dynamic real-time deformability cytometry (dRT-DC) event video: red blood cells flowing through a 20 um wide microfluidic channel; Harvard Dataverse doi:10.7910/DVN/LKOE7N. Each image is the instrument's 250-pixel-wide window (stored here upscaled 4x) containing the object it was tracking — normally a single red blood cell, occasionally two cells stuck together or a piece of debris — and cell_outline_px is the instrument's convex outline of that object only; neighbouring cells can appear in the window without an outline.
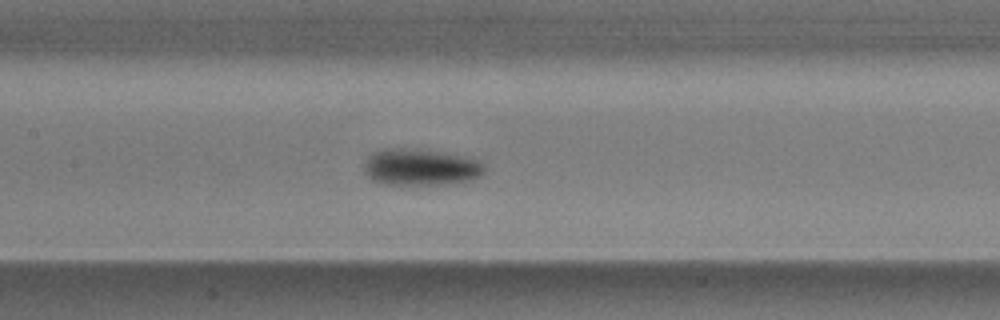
{"species": "common noctule bat (a hibernating species)", "species_latin": "Nyctalus noctula", "temperature_condition": "warm", "stored_images_in_passage": 26, "camera_frame_rate_fps": 3000, "um_per_image_px": 0.085, "animal": {"sex": "male", "body_mass_g": 17.9}, "frame": {"image": 1, "passage_image": 14, "time_ms": 4.333, "image_size_px": [1000, 320], "cell_outline_px": [[484, 172], [480, 176], [468, 180], [452, 184], [384, 184], [372, 180], [364, 172], [364, 164], [368, 156], [372, 152], [380, 148], [416, 148], [476, 160], [484, 164]], "centroid_in_image_um": [35.67, 14.21], "position_along_channel_um": 171.7, "area_um2": 25.49}}
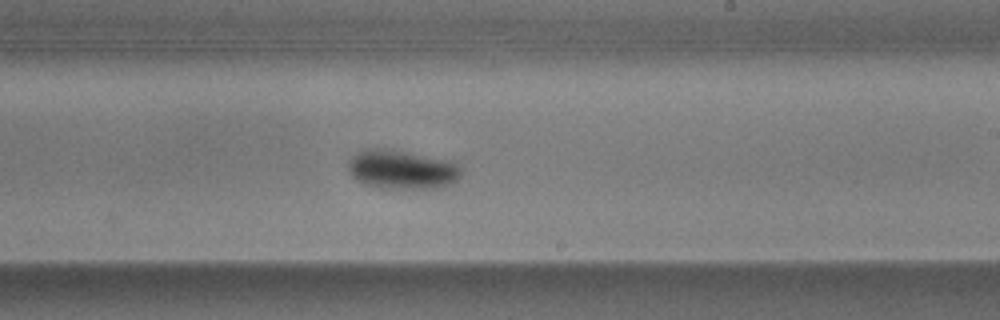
{"frame": {"image": 2, "passage_image": 21, "time_ms": 6.667, "image_size_px": [1000, 320], "cell_outline_px": [[464, 172], [456, 180], [448, 184], [432, 188], [380, 188], [364, 184], [356, 180], [348, 172], [348, 160], [356, 152], [364, 148], [388, 148], [452, 160]], "centroid_in_image_um": [34.12, 14.38], "position_along_channel_um": 254.9, "area_um2": 26.07}}
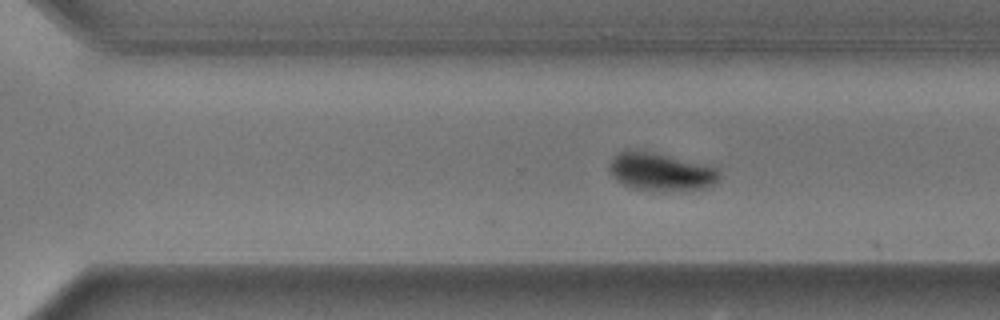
{"frame": {"image": 3, "passage_image": 26, "time_ms": 8.333, "image_size_px": [1000, 320], "cell_outline_px": [[720, 176], [712, 184], [704, 188], [632, 188], [616, 180], [608, 172], [608, 164], [612, 156], [620, 152], [648, 152], [716, 168], [720, 172]], "centroid_in_image_um": [56.07, 14.59], "position_along_channel_um": 314.5, "area_um2": 22.6}}